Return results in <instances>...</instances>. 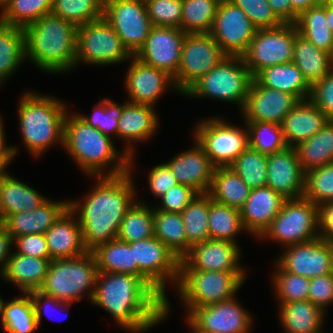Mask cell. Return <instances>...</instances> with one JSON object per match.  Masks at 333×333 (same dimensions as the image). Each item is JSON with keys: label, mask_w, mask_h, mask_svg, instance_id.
Listing matches in <instances>:
<instances>
[{"label": "cell", "mask_w": 333, "mask_h": 333, "mask_svg": "<svg viewBox=\"0 0 333 333\" xmlns=\"http://www.w3.org/2000/svg\"><path fill=\"white\" fill-rule=\"evenodd\" d=\"M133 161L134 156H130L129 171L124 174L95 177L98 182L83 201H69V209L78 216L83 244L88 252L117 238L122 219L136 202Z\"/></svg>", "instance_id": "cell-1"}, {"label": "cell", "mask_w": 333, "mask_h": 333, "mask_svg": "<svg viewBox=\"0 0 333 333\" xmlns=\"http://www.w3.org/2000/svg\"><path fill=\"white\" fill-rule=\"evenodd\" d=\"M105 309L124 330L140 333L168 317L165 302L138 276L98 272L91 301Z\"/></svg>", "instance_id": "cell-2"}, {"label": "cell", "mask_w": 333, "mask_h": 333, "mask_svg": "<svg viewBox=\"0 0 333 333\" xmlns=\"http://www.w3.org/2000/svg\"><path fill=\"white\" fill-rule=\"evenodd\" d=\"M78 26L52 14L24 28L26 58L47 73L70 71L76 64Z\"/></svg>", "instance_id": "cell-3"}, {"label": "cell", "mask_w": 333, "mask_h": 333, "mask_svg": "<svg viewBox=\"0 0 333 333\" xmlns=\"http://www.w3.org/2000/svg\"><path fill=\"white\" fill-rule=\"evenodd\" d=\"M69 115L67 112L64 122L63 147L89 177L118 176L129 171V155L118 152L112 138L90 126L79 114ZM112 162V168L104 173Z\"/></svg>", "instance_id": "cell-4"}, {"label": "cell", "mask_w": 333, "mask_h": 333, "mask_svg": "<svg viewBox=\"0 0 333 333\" xmlns=\"http://www.w3.org/2000/svg\"><path fill=\"white\" fill-rule=\"evenodd\" d=\"M19 126L28 151L39 157L49 147L64 146V122L68 111L61 100L36 92H25L18 104Z\"/></svg>", "instance_id": "cell-5"}, {"label": "cell", "mask_w": 333, "mask_h": 333, "mask_svg": "<svg viewBox=\"0 0 333 333\" xmlns=\"http://www.w3.org/2000/svg\"><path fill=\"white\" fill-rule=\"evenodd\" d=\"M98 267L93 252L83 255L53 259L50 261L43 285L38 290L44 295L54 297L58 301L73 303L81 301L88 291V299L92 301L95 293Z\"/></svg>", "instance_id": "cell-6"}, {"label": "cell", "mask_w": 333, "mask_h": 333, "mask_svg": "<svg viewBox=\"0 0 333 333\" xmlns=\"http://www.w3.org/2000/svg\"><path fill=\"white\" fill-rule=\"evenodd\" d=\"M246 272L192 270L180 260L176 290L186 306L187 315L196 307L227 301L245 282Z\"/></svg>", "instance_id": "cell-7"}, {"label": "cell", "mask_w": 333, "mask_h": 333, "mask_svg": "<svg viewBox=\"0 0 333 333\" xmlns=\"http://www.w3.org/2000/svg\"><path fill=\"white\" fill-rule=\"evenodd\" d=\"M253 78L242 56H226L183 95L235 103L242 110Z\"/></svg>", "instance_id": "cell-8"}, {"label": "cell", "mask_w": 333, "mask_h": 333, "mask_svg": "<svg viewBox=\"0 0 333 333\" xmlns=\"http://www.w3.org/2000/svg\"><path fill=\"white\" fill-rule=\"evenodd\" d=\"M260 237L284 247L318 238V205L305 197L286 199L280 213Z\"/></svg>", "instance_id": "cell-9"}, {"label": "cell", "mask_w": 333, "mask_h": 333, "mask_svg": "<svg viewBox=\"0 0 333 333\" xmlns=\"http://www.w3.org/2000/svg\"><path fill=\"white\" fill-rule=\"evenodd\" d=\"M129 245L138 265V277L165 302L166 284L178 282L180 259L155 236Z\"/></svg>", "instance_id": "cell-10"}, {"label": "cell", "mask_w": 333, "mask_h": 333, "mask_svg": "<svg viewBox=\"0 0 333 333\" xmlns=\"http://www.w3.org/2000/svg\"><path fill=\"white\" fill-rule=\"evenodd\" d=\"M194 141L204 150L215 168L229 167L249 146L248 129L224 119L208 118L194 128Z\"/></svg>", "instance_id": "cell-11"}, {"label": "cell", "mask_w": 333, "mask_h": 333, "mask_svg": "<svg viewBox=\"0 0 333 333\" xmlns=\"http://www.w3.org/2000/svg\"><path fill=\"white\" fill-rule=\"evenodd\" d=\"M131 57L104 17L78 26L75 66L80 62L104 66L130 60Z\"/></svg>", "instance_id": "cell-12"}, {"label": "cell", "mask_w": 333, "mask_h": 333, "mask_svg": "<svg viewBox=\"0 0 333 333\" xmlns=\"http://www.w3.org/2000/svg\"><path fill=\"white\" fill-rule=\"evenodd\" d=\"M298 31L294 24L257 29L247 51L242 55L249 72L255 77L266 67L292 62Z\"/></svg>", "instance_id": "cell-13"}, {"label": "cell", "mask_w": 333, "mask_h": 333, "mask_svg": "<svg viewBox=\"0 0 333 333\" xmlns=\"http://www.w3.org/2000/svg\"><path fill=\"white\" fill-rule=\"evenodd\" d=\"M226 56L209 33L186 34L178 72L173 79L177 91L183 95Z\"/></svg>", "instance_id": "cell-14"}, {"label": "cell", "mask_w": 333, "mask_h": 333, "mask_svg": "<svg viewBox=\"0 0 333 333\" xmlns=\"http://www.w3.org/2000/svg\"><path fill=\"white\" fill-rule=\"evenodd\" d=\"M103 17L132 56L143 46L153 27L145 2L139 0H104Z\"/></svg>", "instance_id": "cell-15"}, {"label": "cell", "mask_w": 333, "mask_h": 333, "mask_svg": "<svg viewBox=\"0 0 333 333\" xmlns=\"http://www.w3.org/2000/svg\"><path fill=\"white\" fill-rule=\"evenodd\" d=\"M257 28L247 15L229 0H221L210 35L227 56H242Z\"/></svg>", "instance_id": "cell-16"}, {"label": "cell", "mask_w": 333, "mask_h": 333, "mask_svg": "<svg viewBox=\"0 0 333 333\" xmlns=\"http://www.w3.org/2000/svg\"><path fill=\"white\" fill-rule=\"evenodd\" d=\"M186 318L199 333H249L253 321L252 316L235 297L196 307Z\"/></svg>", "instance_id": "cell-17"}, {"label": "cell", "mask_w": 333, "mask_h": 333, "mask_svg": "<svg viewBox=\"0 0 333 333\" xmlns=\"http://www.w3.org/2000/svg\"><path fill=\"white\" fill-rule=\"evenodd\" d=\"M283 248L275 262L282 270L309 279L333 273V243L318 237Z\"/></svg>", "instance_id": "cell-18"}, {"label": "cell", "mask_w": 333, "mask_h": 333, "mask_svg": "<svg viewBox=\"0 0 333 333\" xmlns=\"http://www.w3.org/2000/svg\"><path fill=\"white\" fill-rule=\"evenodd\" d=\"M186 33L179 28L153 26L143 46L134 55L141 62L176 77Z\"/></svg>", "instance_id": "cell-19"}, {"label": "cell", "mask_w": 333, "mask_h": 333, "mask_svg": "<svg viewBox=\"0 0 333 333\" xmlns=\"http://www.w3.org/2000/svg\"><path fill=\"white\" fill-rule=\"evenodd\" d=\"M299 102L296 96L262 86L253 78L241 112L244 122H272L281 125L285 116Z\"/></svg>", "instance_id": "cell-20"}, {"label": "cell", "mask_w": 333, "mask_h": 333, "mask_svg": "<svg viewBox=\"0 0 333 333\" xmlns=\"http://www.w3.org/2000/svg\"><path fill=\"white\" fill-rule=\"evenodd\" d=\"M266 186L281 194L285 199L303 197L305 171L300 165L294 147L267 154Z\"/></svg>", "instance_id": "cell-21"}, {"label": "cell", "mask_w": 333, "mask_h": 333, "mask_svg": "<svg viewBox=\"0 0 333 333\" xmlns=\"http://www.w3.org/2000/svg\"><path fill=\"white\" fill-rule=\"evenodd\" d=\"M130 66L126 74L125 88L128 102L155 106L165 89L177 91L173 78L166 72L149 66L134 56L130 58Z\"/></svg>", "instance_id": "cell-22"}, {"label": "cell", "mask_w": 333, "mask_h": 333, "mask_svg": "<svg viewBox=\"0 0 333 333\" xmlns=\"http://www.w3.org/2000/svg\"><path fill=\"white\" fill-rule=\"evenodd\" d=\"M240 251L237 243L209 239L192 246L182 260L192 270L245 272L239 264Z\"/></svg>", "instance_id": "cell-23"}, {"label": "cell", "mask_w": 333, "mask_h": 333, "mask_svg": "<svg viewBox=\"0 0 333 333\" xmlns=\"http://www.w3.org/2000/svg\"><path fill=\"white\" fill-rule=\"evenodd\" d=\"M285 198L270 187L251 189L244 206L240 209L246 232L260 238L280 213Z\"/></svg>", "instance_id": "cell-24"}, {"label": "cell", "mask_w": 333, "mask_h": 333, "mask_svg": "<svg viewBox=\"0 0 333 333\" xmlns=\"http://www.w3.org/2000/svg\"><path fill=\"white\" fill-rule=\"evenodd\" d=\"M194 146L166 163L177 182L194 188L199 194L207 193L215 167L204 150L194 141Z\"/></svg>", "instance_id": "cell-25"}, {"label": "cell", "mask_w": 333, "mask_h": 333, "mask_svg": "<svg viewBox=\"0 0 333 333\" xmlns=\"http://www.w3.org/2000/svg\"><path fill=\"white\" fill-rule=\"evenodd\" d=\"M124 102L118 120L117 137L129 144L128 146L125 145L123 151L130 157L135 155L134 146H131L133 144L130 143L145 142V140L152 138L160 123L153 106Z\"/></svg>", "instance_id": "cell-26"}, {"label": "cell", "mask_w": 333, "mask_h": 333, "mask_svg": "<svg viewBox=\"0 0 333 333\" xmlns=\"http://www.w3.org/2000/svg\"><path fill=\"white\" fill-rule=\"evenodd\" d=\"M74 217L76 215L68 208L44 233L52 260L77 257L87 252L79 221Z\"/></svg>", "instance_id": "cell-27"}, {"label": "cell", "mask_w": 333, "mask_h": 333, "mask_svg": "<svg viewBox=\"0 0 333 333\" xmlns=\"http://www.w3.org/2000/svg\"><path fill=\"white\" fill-rule=\"evenodd\" d=\"M69 208V201L47 200L29 212L9 215L2 224L12 239L28 234H44Z\"/></svg>", "instance_id": "cell-28"}, {"label": "cell", "mask_w": 333, "mask_h": 333, "mask_svg": "<svg viewBox=\"0 0 333 333\" xmlns=\"http://www.w3.org/2000/svg\"><path fill=\"white\" fill-rule=\"evenodd\" d=\"M324 112L309 99L300 101L281 124L287 146L296 147L311 138L327 123Z\"/></svg>", "instance_id": "cell-29"}, {"label": "cell", "mask_w": 333, "mask_h": 333, "mask_svg": "<svg viewBox=\"0 0 333 333\" xmlns=\"http://www.w3.org/2000/svg\"><path fill=\"white\" fill-rule=\"evenodd\" d=\"M51 260L13 251L1 277L18 286L22 293L38 291L43 285Z\"/></svg>", "instance_id": "cell-30"}, {"label": "cell", "mask_w": 333, "mask_h": 333, "mask_svg": "<svg viewBox=\"0 0 333 333\" xmlns=\"http://www.w3.org/2000/svg\"><path fill=\"white\" fill-rule=\"evenodd\" d=\"M47 200L37 190L8 173L0 181V223L11 214L35 210Z\"/></svg>", "instance_id": "cell-31"}, {"label": "cell", "mask_w": 333, "mask_h": 333, "mask_svg": "<svg viewBox=\"0 0 333 333\" xmlns=\"http://www.w3.org/2000/svg\"><path fill=\"white\" fill-rule=\"evenodd\" d=\"M262 86L296 96L300 101L307 100L311 86L294 62L264 68L254 77Z\"/></svg>", "instance_id": "cell-32"}, {"label": "cell", "mask_w": 333, "mask_h": 333, "mask_svg": "<svg viewBox=\"0 0 333 333\" xmlns=\"http://www.w3.org/2000/svg\"><path fill=\"white\" fill-rule=\"evenodd\" d=\"M279 318L286 333H323L324 312L309 300L279 304Z\"/></svg>", "instance_id": "cell-33"}, {"label": "cell", "mask_w": 333, "mask_h": 333, "mask_svg": "<svg viewBox=\"0 0 333 333\" xmlns=\"http://www.w3.org/2000/svg\"><path fill=\"white\" fill-rule=\"evenodd\" d=\"M292 62L312 87L333 69V56L297 33Z\"/></svg>", "instance_id": "cell-34"}, {"label": "cell", "mask_w": 333, "mask_h": 333, "mask_svg": "<svg viewBox=\"0 0 333 333\" xmlns=\"http://www.w3.org/2000/svg\"><path fill=\"white\" fill-rule=\"evenodd\" d=\"M251 189L230 167L214 169L207 194L220 204L241 209L250 195Z\"/></svg>", "instance_id": "cell-35"}, {"label": "cell", "mask_w": 333, "mask_h": 333, "mask_svg": "<svg viewBox=\"0 0 333 333\" xmlns=\"http://www.w3.org/2000/svg\"><path fill=\"white\" fill-rule=\"evenodd\" d=\"M294 148L305 172L333 163V120H328L315 135Z\"/></svg>", "instance_id": "cell-36"}, {"label": "cell", "mask_w": 333, "mask_h": 333, "mask_svg": "<svg viewBox=\"0 0 333 333\" xmlns=\"http://www.w3.org/2000/svg\"><path fill=\"white\" fill-rule=\"evenodd\" d=\"M26 59L24 28L0 21V84Z\"/></svg>", "instance_id": "cell-37"}, {"label": "cell", "mask_w": 333, "mask_h": 333, "mask_svg": "<svg viewBox=\"0 0 333 333\" xmlns=\"http://www.w3.org/2000/svg\"><path fill=\"white\" fill-rule=\"evenodd\" d=\"M294 25L304 38L333 56V33L326 20V3L302 11Z\"/></svg>", "instance_id": "cell-38"}, {"label": "cell", "mask_w": 333, "mask_h": 333, "mask_svg": "<svg viewBox=\"0 0 333 333\" xmlns=\"http://www.w3.org/2000/svg\"><path fill=\"white\" fill-rule=\"evenodd\" d=\"M98 272L126 273L138 276V265L134 262L133 248L117 238L99 245L92 251Z\"/></svg>", "instance_id": "cell-39"}, {"label": "cell", "mask_w": 333, "mask_h": 333, "mask_svg": "<svg viewBox=\"0 0 333 333\" xmlns=\"http://www.w3.org/2000/svg\"><path fill=\"white\" fill-rule=\"evenodd\" d=\"M154 236L181 260L188 253V240L181 213L154 208Z\"/></svg>", "instance_id": "cell-40"}, {"label": "cell", "mask_w": 333, "mask_h": 333, "mask_svg": "<svg viewBox=\"0 0 333 333\" xmlns=\"http://www.w3.org/2000/svg\"><path fill=\"white\" fill-rule=\"evenodd\" d=\"M208 229L210 239L236 242V235L246 231L239 209L213 201L209 196Z\"/></svg>", "instance_id": "cell-41"}, {"label": "cell", "mask_w": 333, "mask_h": 333, "mask_svg": "<svg viewBox=\"0 0 333 333\" xmlns=\"http://www.w3.org/2000/svg\"><path fill=\"white\" fill-rule=\"evenodd\" d=\"M1 321L4 333H33L38 329L30 293H22V297L5 302Z\"/></svg>", "instance_id": "cell-42"}, {"label": "cell", "mask_w": 333, "mask_h": 333, "mask_svg": "<svg viewBox=\"0 0 333 333\" xmlns=\"http://www.w3.org/2000/svg\"><path fill=\"white\" fill-rule=\"evenodd\" d=\"M147 204L139 200L130 207L122 219L118 240L132 243L154 236V209Z\"/></svg>", "instance_id": "cell-43"}, {"label": "cell", "mask_w": 333, "mask_h": 333, "mask_svg": "<svg viewBox=\"0 0 333 333\" xmlns=\"http://www.w3.org/2000/svg\"><path fill=\"white\" fill-rule=\"evenodd\" d=\"M188 240V252L191 247L210 239L208 229L209 195L198 194L181 212Z\"/></svg>", "instance_id": "cell-44"}, {"label": "cell", "mask_w": 333, "mask_h": 333, "mask_svg": "<svg viewBox=\"0 0 333 333\" xmlns=\"http://www.w3.org/2000/svg\"><path fill=\"white\" fill-rule=\"evenodd\" d=\"M221 0H182L181 30L210 33Z\"/></svg>", "instance_id": "cell-45"}, {"label": "cell", "mask_w": 333, "mask_h": 333, "mask_svg": "<svg viewBox=\"0 0 333 333\" xmlns=\"http://www.w3.org/2000/svg\"><path fill=\"white\" fill-rule=\"evenodd\" d=\"M53 0H9L0 13V21L25 28L44 15L51 14Z\"/></svg>", "instance_id": "cell-46"}, {"label": "cell", "mask_w": 333, "mask_h": 333, "mask_svg": "<svg viewBox=\"0 0 333 333\" xmlns=\"http://www.w3.org/2000/svg\"><path fill=\"white\" fill-rule=\"evenodd\" d=\"M229 167L250 189L266 186L267 154L248 146Z\"/></svg>", "instance_id": "cell-47"}, {"label": "cell", "mask_w": 333, "mask_h": 333, "mask_svg": "<svg viewBox=\"0 0 333 333\" xmlns=\"http://www.w3.org/2000/svg\"><path fill=\"white\" fill-rule=\"evenodd\" d=\"M104 0H53L51 14L77 26L103 18Z\"/></svg>", "instance_id": "cell-48"}, {"label": "cell", "mask_w": 333, "mask_h": 333, "mask_svg": "<svg viewBox=\"0 0 333 333\" xmlns=\"http://www.w3.org/2000/svg\"><path fill=\"white\" fill-rule=\"evenodd\" d=\"M248 129L249 146L264 154L287 147L281 125L272 122H245Z\"/></svg>", "instance_id": "cell-49"}, {"label": "cell", "mask_w": 333, "mask_h": 333, "mask_svg": "<svg viewBox=\"0 0 333 333\" xmlns=\"http://www.w3.org/2000/svg\"><path fill=\"white\" fill-rule=\"evenodd\" d=\"M275 268L272 283L280 304L308 300L309 278L286 272L277 264Z\"/></svg>", "instance_id": "cell-50"}, {"label": "cell", "mask_w": 333, "mask_h": 333, "mask_svg": "<svg viewBox=\"0 0 333 333\" xmlns=\"http://www.w3.org/2000/svg\"><path fill=\"white\" fill-rule=\"evenodd\" d=\"M303 197L316 205L333 202V163L305 172Z\"/></svg>", "instance_id": "cell-51"}, {"label": "cell", "mask_w": 333, "mask_h": 333, "mask_svg": "<svg viewBox=\"0 0 333 333\" xmlns=\"http://www.w3.org/2000/svg\"><path fill=\"white\" fill-rule=\"evenodd\" d=\"M122 113V105L113 102L109 98L99 100L95 105L92 115L79 114L90 126L97 128L104 135L111 138V134L117 137L118 120Z\"/></svg>", "instance_id": "cell-52"}, {"label": "cell", "mask_w": 333, "mask_h": 333, "mask_svg": "<svg viewBox=\"0 0 333 333\" xmlns=\"http://www.w3.org/2000/svg\"><path fill=\"white\" fill-rule=\"evenodd\" d=\"M145 6L153 26L181 29L182 0H148Z\"/></svg>", "instance_id": "cell-53"}, {"label": "cell", "mask_w": 333, "mask_h": 333, "mask_svg": "<svg viewBox=\"0 0 333 333\" xmlns=\"http://www.w3.org/2000/svg\"><path fill=\"white\" fill-rule=\"evenodd\" d=\"M238 6L257 29L275 28L283 22L275 15L268 0H229Z\"/></svg>", "instance_id": "cell-54"}, {"label": "cell", "mask_w": 333, "mask_h": 333, "mask_svg": "<svg viewBox=\"0 0 333 333\" xmlns=\"http://www.w3.org/2000/svg\"><path fill=\"white\" fill-rule=\"evenodd\" d=\"M199 193L186 185L177 184L160 197L161 205L155 209L165 212L181 213Z\"/></svg>", "instance_id": "cell-55"}, {"label": "cell", "mask_w": 333, "mask_h": 333, "mask_svg": "<svg viewBox=\"0 0 333 333\" xmlns=\"http://www.w3.org/2000/svg\"><path fill=\"white\" fill-rule=\"evenodd\" d=\"M309 100L333 120V69L311 87Z\"/></svg>", "instance_id": "cell-56"}, {"label": "cell", "mask_w": 333, "mask_h": 333, "mask_svg": "<svg viewBox=\"0 0 333 333\" xmlns=\"http://www.w3.org/2000/svg\"><path fill=\"white\" fill-rule=\"evenodd\" d=\"M308 300L326 311L333 303V273L310 278Z\"/></svg>", "instance_id": "cell-57"}, {"label": "cell", "mask_w": 333, "mask_h": 333, "mask_svg": "<svg viewBox=\"0 0 333 333\" xmlns=\"http://www.w3.org/2000/svg\"><path fill=\"white\" fill-rule=\"evenodd\" d=\"M16 253L42 259H51L44 234H28L13 239Z\"/></svg>", "instance_id": "cell-58"}, {"label": "cell", "mask_w": 333, "mask_h": 333, "mask_svg": "<svg viewBox=\"0 0 333 333\" xmlns=\"http://www.w3.org/2000/svg\"><path fill=\"white\" fill-rule=\"evenodd\" d=\"M149 189L156 198H160L170 188L179 184L166 163L159 164L150 170L148 176Z\"/></svg>", "instance_id": "cell-59"}, {"label": "cell", "mask_w": 333, "mask_h": 333, "mask_svg": "<svg viewBox=\"0 0 333 333\" xmlns=\"http://www.w3.org/2000/svg\"><path fill=\"white\" fill-rule=\"evenodd\" d=\"M319 237L333 243V202L318 205Z\"/></svg>", "instance_id": "cell-60"}, {"label": "cell", "mask_w": 333, "mask_h": 333, "mask_svg": "<svg viewBox=\"0 0 333 333\" xmlns=\"http://www.w3.org/2000/svg\"><path fill=\"white\" fill-rule=\"evenodd\" d=\"M29 293H30L31 299L34 304L35 315H36V320H37L38 326L41 324L42 311H44L46 314L48 312V307H53L56 309H58L59 307H62V309H66V308H68V306H70V303L58 301L54 297L44 295L39 291H32ZM43 307H45V308H43Z\"/></svg>", "instance_id": "cell-61"}, {"label": "cell", "mask_w": 333, "mask_h": 333, "mask_svg": "<svg viewBox=\"0 0 333 333\" xmlns=\"http://www.w3.org/2000/svg\"><path fill=\"white\" fill-rule=\"evenodd\" d=\"M275 15L283 22L294 24L298 14L292 9L290 0H268Z\"/></svg>", "instance_id": "cell-62"}, {"label": "cell", "mask_w": 333, "mask_h": 333, "mask_svg": "<svg viewBox=\"0 0 333 333\" xmlns=\"http://www.w3.org/2000/svg\"><path fill=\"white\" fill-rule=\"evenodd\" d=\"M12 243V236L8 233L6 227L0 223V266L2 267H0V276L4 272L8 259L11 256L10 251L12 252Z\"/></svg>", "instance_id": "cell-63"}, {"label": "cell", "mask_w": 333, "mask_h": 333, "mask_svg": "<svg viewBox=\"0 0 333 333\" xmlns=\"http://www.w3.org/2000/svg\"><path fill=\"white\" fill-rule=\"evenodd\" d=\"M292 9L299 15L302 11L322 4L323 0H290Z\"/></svg>", "instance_id": "cell-64"}, {"label": "cell", "mask_w": 333, "mask_h": 333, "mask_svg": "<svg viewBox=\"0 0 333 333\" xmlns=\"http://www.w3.org/2000/svg\"><path fill=\"white\" fill-rule=\"evenodd\" d=\"M5 132H4V124L2 118L0 117V152H12L13 158L17 156L18 148L16 146H7L5 144Z\"/></svg>", "instance_id": "cell-65"}, {"label": "cell", "mask_w": 333, "mask_h": 333, "mask_svg": "<svg viewBox=\"0 0 333 333\" xmlns=\"http://www.w3.org/2000/svg\"><path fill=\"white\" fill-rule=\"evenodd\" d=\"M13 161L12 152H0V181L8 174L7 166Z\"/></svg>", "instance_id": "cell-66"}, {"label": "cell", "mask_w": 333, "mask_h": 333, "mask_svg": "<svg viewBox=\"0 0 333 333\" xmlns=\"http://www.w3.org/2000/svg\"><path fill=\"white\" fill-rule=\"evenodd\" d=\"M326 20L328 22V26L333 33V6L326 4Z\"/></svg>", "instance_id": "cell-67"}, {"label": "cell", "mask_w": 333, "mask_h": 333, "mask_svg": "<svg viewBox=\"0 0 333 333\" xmlns=\"http://www.w3.org/2000/svg\"><path fill=\"white\" fill-rule=\"evenodd\" d=\"M8 1H9V0H0V8H1L0 13L3 12V10H4L5 7H6V5L8 4Z\"/></svg>", "instance_id": "cell-68"}, {"label": "cell", "mask_w": 333, "mask_h": 333, "mask_svg": "<svg viewBox=\"0 0 333 333\" xmlns=\"http://www.w3.org/2000/svg\"><path fill=\"white\" fill-rule=\"evenodd\" d=\"M4 300L1 298L0 296V317L2 318V314H3V306H4Z\"/></svg>", "instance_id": "cell-69"}, {"label": "cell", "mask_w": 333, "mask_h": 333, "mask_svg": "<svg viewBox=\"0 0 333 333\" xmlns=\"http://www.w3.org/2000/svg\"><path fill=\"white\" fill-rule=\"evenodd\" d=\"M323 3L333 6V0H323Z\"/></svg>", "instance_id": "cell-70"}, {"label": "cell", "mask_w": 333, "mask_h": 333, "mask_svg": "<svg viewBox=\"0 0 333 333\" xmlns=\"http://www.w3.org/2000/svg\"><path fill=\"white\" fill-rule=\"evenodd\" d=\"M187 324H188V326H189V328H191L192 330V332H190V333H199L197 330H195L188 322H187Z\"/></svg>", "instance_id": "cell-71"}]
</instances>
